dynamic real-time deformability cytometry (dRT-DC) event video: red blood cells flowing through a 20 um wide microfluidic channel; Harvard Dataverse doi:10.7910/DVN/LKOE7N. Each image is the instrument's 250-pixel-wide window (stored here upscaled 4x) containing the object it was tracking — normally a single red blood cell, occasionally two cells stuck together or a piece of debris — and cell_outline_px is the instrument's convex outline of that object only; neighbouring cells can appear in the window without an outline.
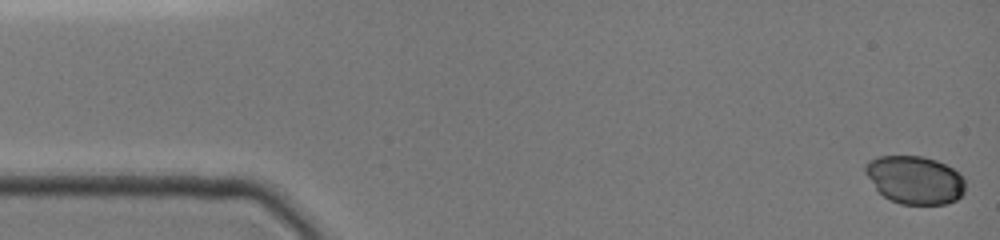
{"species": "common noctule bat (a hibernating species)", "species_latin": "Nyctalus noctula", "temperature_condition": "cold", "stored_images_in_passage": 47, "camera_frame_rate_fps": 3000, "um_per_image_px": 0.085, "animal": {"sex": "female", "body_mass_g": 19.0, "forearm_length_mm": 51.5}, "frame": {"image": 1, "passage_image": 1, "time_ms": 0.0, "image_size_px": [1000, 240], "cell_outline_px": [[964, 192], [956, 200], [948, 204], [900, 204], [884, 196], [876, 188], [864, 172], [864, 168], [868, 160], [880, 156], [924, 156], [936, 160], [952, 168], [964, 180]], "centroid_in_image_um": [77.75, 15.29], "position_along_channel_um": 7.3, "area_um2": 27.8}}